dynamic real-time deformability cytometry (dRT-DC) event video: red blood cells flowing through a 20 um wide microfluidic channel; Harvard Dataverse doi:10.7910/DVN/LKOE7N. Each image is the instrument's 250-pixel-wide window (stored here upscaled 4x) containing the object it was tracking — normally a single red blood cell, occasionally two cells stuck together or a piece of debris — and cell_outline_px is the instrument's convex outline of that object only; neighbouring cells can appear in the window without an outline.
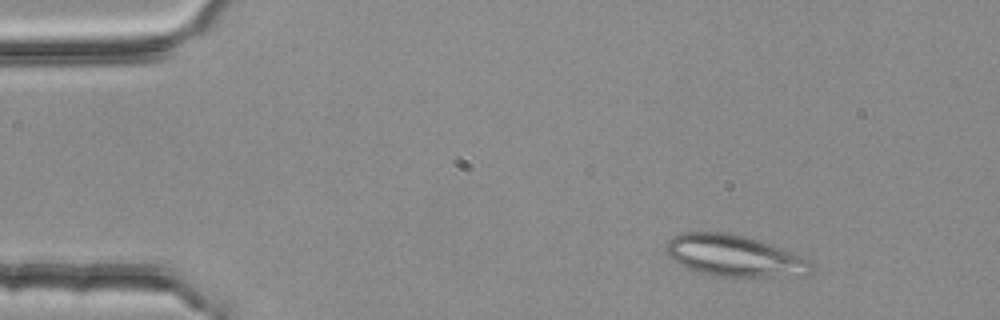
{"species": "common noctule bat (a hibernating species)", "species_latin": "Nyctalus noctula", "temperature_condition": "room temperature", "stored_images_in_passage": 3, "camera_frame_rate_fps": 3000, "um_per_image_px": 0.085, "animal": {"sex": "female", "body_mass_g": 25.1}, "frame": {"image": 1, "passage_image": 1, "time_ms": 0.0, "image_size_px": [1000, 320], "cell_outline_px": [[816, 264], [812, 272], [804, 276], [764, 280], [712, 276], [688, 268], [680, 264], [668, 256], [664, 252], [664, 248], [668, 240], [672, 236], [684, 232], [724, 232], [772, 244], [808, 256]], "centroid_in_image_um": [62.58, 21.81], "position_along_channel_um": 22.4, "area_um2": 36.93}}